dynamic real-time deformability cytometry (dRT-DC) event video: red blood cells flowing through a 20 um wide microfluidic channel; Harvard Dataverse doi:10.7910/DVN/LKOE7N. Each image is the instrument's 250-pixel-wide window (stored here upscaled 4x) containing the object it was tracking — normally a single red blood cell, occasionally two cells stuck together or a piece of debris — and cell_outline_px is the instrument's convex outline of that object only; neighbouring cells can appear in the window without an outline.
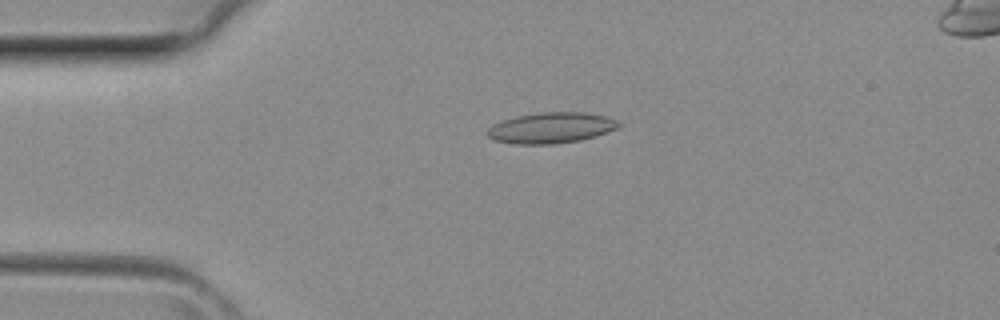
{"species": "common noctule bat (a hibernating species)", "species_latin": "Nyctalus noctula", "temperature_condition": "room temperature", "stored_images_in_passage": 2, "camera_frame_rate_fps": 3000, "um_per_image_px": 0.085, "animal": {"sex": "female", "body_mass_g": 29.2, "forearm_length_mm": 56.3}, "frame": {"image": 1, "passage_image": 1, "time_ms": 0.0, "image_size_px": [1000, 320], "cell_outline_px": [[620, 128], [596, 136], [580, 140], [556, 144], [516, 144], [492, 140], [484, 132], [492, 124], [500, 120], [516, 116], [540, 112], [584, 112], [604, 116], [616, 120], [620, 124]], "centroid_in_image_um": [46.8, 10.87], "position_along_channel_um": 38.2, "area_um2": 23.87}}